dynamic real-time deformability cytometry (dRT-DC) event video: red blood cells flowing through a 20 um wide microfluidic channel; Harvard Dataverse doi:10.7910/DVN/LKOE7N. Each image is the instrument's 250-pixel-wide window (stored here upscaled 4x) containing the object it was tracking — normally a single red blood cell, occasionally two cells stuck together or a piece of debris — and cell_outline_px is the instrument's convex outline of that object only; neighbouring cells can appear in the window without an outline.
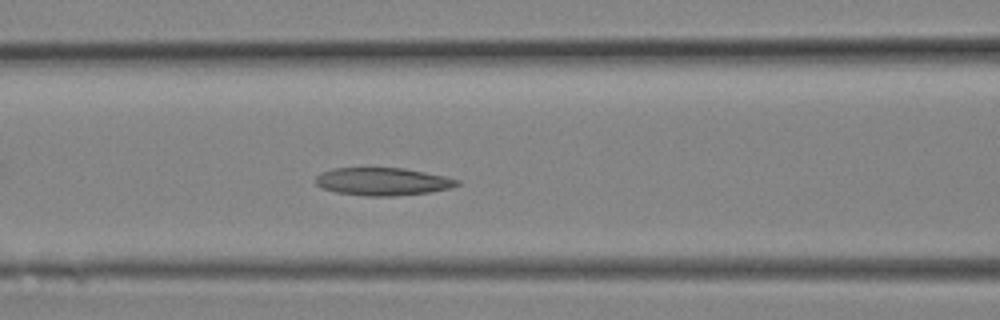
{"species": "Egyptian fruit bat (a non-hibernating species)", "species_latin": "Rousettus aegyptiacus", "temperature_condition": "room temperature", "stored_images_in_passage": 8, "camera_frame_rate_fps": 3000, "um_per_image_px": 0.085, "animal": {"sex": "female"}, "frame": {"image": 1, "passage_image": 8, "time_ms": 2.333, "image_size_px": [1000, 320], "cell_outline_px": [[460, 184], [452, 188], [432, 192], [396, 196], [364, 196], [336, 192], [324, 188], [316, 184], [316, 176], [320, 172], [332, 168], [404, 168], [444, 176], [460, 180]], "centroid_in_image_um": [32.55, 15.43], "position_along_channel_um": 134.1, "area_um2": 23.0}}